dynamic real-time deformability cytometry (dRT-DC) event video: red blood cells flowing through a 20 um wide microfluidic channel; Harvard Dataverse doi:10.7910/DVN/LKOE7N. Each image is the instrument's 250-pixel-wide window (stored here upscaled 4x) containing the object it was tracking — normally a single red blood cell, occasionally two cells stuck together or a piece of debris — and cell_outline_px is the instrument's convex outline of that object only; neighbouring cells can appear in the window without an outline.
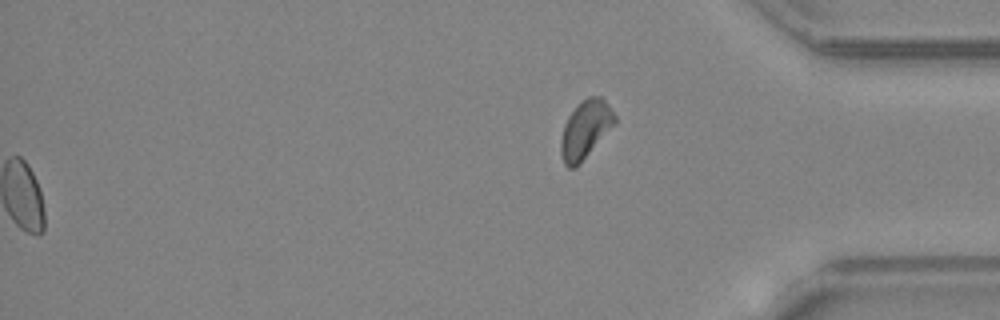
{"species": "common noctule bat (a hibernating species)", "species_latin": "Nyctalus noctula", "temperature_condition": "warm", "stored_images_in_passage": 48, "segment_of_instrument_passage": [2, 2], "camera_frame_rate_fps": 3000, "um_per_image_px": 0.085, "animal": {"sex": "female", "body_mass_g": 24.6, "forearm_length_mm": 56.2}, "frame": {"image": 1, "passage_image": 48, "time_ms": 15.667, "image_size_px": [1000, 320], "cell_outline_px": [[616, 124], [580, 164], [576, 168], [568, 168], [564, 164], [560, 152], [560, 140], [564, 124], [568, 116], [576, 104], [580, 100], [588, 96], [600, 96], [608, 104], [616, 116]], "centroid_in_image_um": [49.75, 11.01], "position_along_channel_um": 385.4, "area_um2": 18.61}}